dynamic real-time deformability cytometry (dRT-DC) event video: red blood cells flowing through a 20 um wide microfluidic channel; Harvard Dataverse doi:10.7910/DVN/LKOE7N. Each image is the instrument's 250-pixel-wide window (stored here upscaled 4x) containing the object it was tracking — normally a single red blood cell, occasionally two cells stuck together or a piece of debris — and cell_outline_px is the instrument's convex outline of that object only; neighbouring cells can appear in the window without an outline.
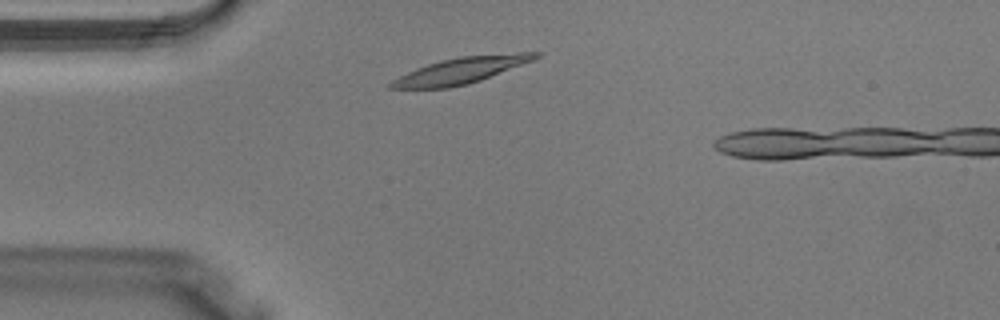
{"species": "Egyptian fruit bat (a non-hibernating species)", "species_latin": "Rousettus aegyptiacus", "temperature_condition": "warm", "stored_images_in_passage": 28, "camera_frame_rate_fps": 3000, "um_per_image_px": 0.085, "animal": {"sex": "male"}, "frame": {"image": 1, "passage_image": 3, "time_ms": 0.667, "image_size_px": [1000, 320], "cell_outline_px": [[544, 52], [536, 60], [480, 80], [468, 84], [448, 88], [388, 88], [388, 84], [392, 80], [416, 68], [440, 60], [460, 56], [516, 52]], "centroid_in_image_um": [39.26, 5.97], "position_along_channel_um": 45.7, "area_um2": 22.2}}
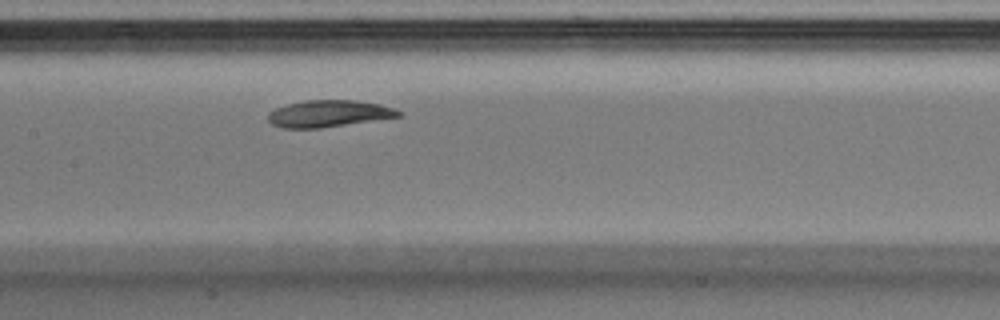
{"frame": {"image": 2, "passage_image": 12, "time_ms": 3.667, "image_size_px": [1000, 320], "cell_outline_px": [[404, 112], [400, 116], [320, 128], [280, 128], [272, 124], [268, 120], [268, 112], [276, 108], [288, 104], [308, 100], [356, 100], [380, 104]], "centroid_in_image_um": [27.92, 9.65], "position_along_channel_um": 179.5, "area_um2": 20.23}}
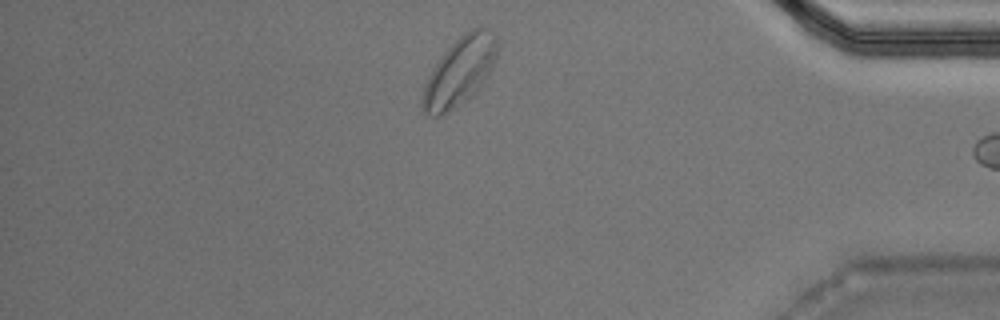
{"frame": {"image": 3, "passage_image": 27, "time_ms": 8.667, "image_size_px": [1000, 320], "cell_outline_px": [[500, 48], [488, 72], [480, 84], [468, 96], [440, 116], [432, 116], [424, 112], [420, 104], [420, 100], [428, 76], [444, 52], [460, 36], [472, 28], [480, 24], [492, 28], [500, 44]], "centroid_in_image_um": [39.09, 5.97], "position_along_channel_um": 396.1, "area_um2": 29.19}}